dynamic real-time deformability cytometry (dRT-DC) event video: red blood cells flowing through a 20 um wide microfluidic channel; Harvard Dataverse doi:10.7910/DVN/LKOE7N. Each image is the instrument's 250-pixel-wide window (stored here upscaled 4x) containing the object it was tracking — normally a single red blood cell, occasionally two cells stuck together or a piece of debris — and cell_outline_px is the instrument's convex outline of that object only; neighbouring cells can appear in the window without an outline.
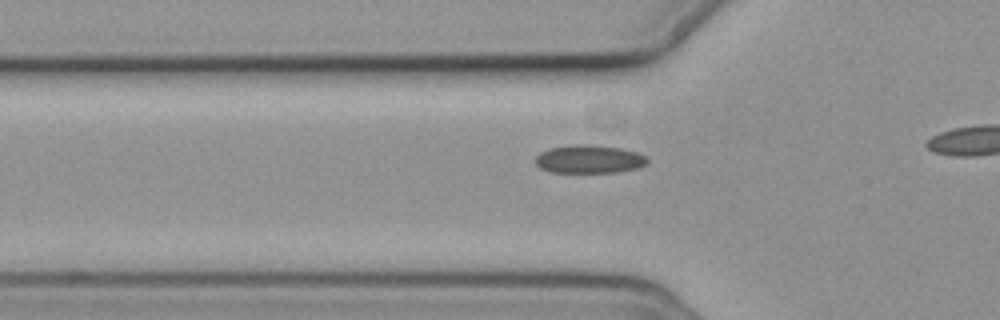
{"species": "common noctule bat (a hibernating species)", "species_latin": "Nyctalus noctula", "temperature_condition": "cold", "stored_images_in_passage": 12, "camera_frame_rate_fps": 3000, "um_per_image_px": 0.085, "animal": {"sex": "female", "body_mass_g": 19.3, "forearm_length_mm": 54.1}, "frame": {"image": 1, "passage_image": 6, "time_ms": 1.667, "image_size_px": [1000, 320], "cell_outline_px": [[648, 164], [640, 168], [616, 172], [552, 172], [540, 168], [532, 160], [540, 152], [548, 148], [572, 144], [588, 144], [620, 148], [636, 152], [644, 156], [648, 160]], "centroid_in_image_um": [50.05, 13.52], "position_along_channel_um": 75.8, "area_um2": 18.61}}
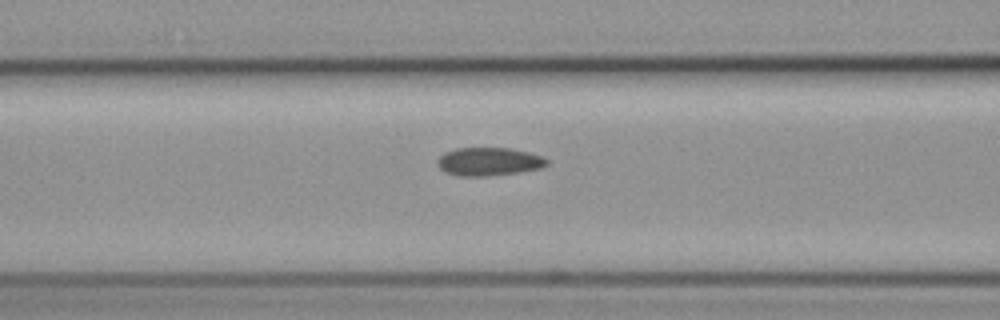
{"frame": {"image": 2, "passage_image": 10, "time_ms": 3.0, "image_size_px": [1000, 320], "cell_outline_px": [[548, 164], [544, 168], [520, 172], [488, 176], [456, 176], [444, 172], [436, 164], [436, 160], [444, 152], [456, 148], [508, 148], [528, 152], [540, 156], [548, 160]], "centroid_in_image_um": [41.52, 13.75], "position_along_channel_um": 125.1, "area_um2": 18.21}}